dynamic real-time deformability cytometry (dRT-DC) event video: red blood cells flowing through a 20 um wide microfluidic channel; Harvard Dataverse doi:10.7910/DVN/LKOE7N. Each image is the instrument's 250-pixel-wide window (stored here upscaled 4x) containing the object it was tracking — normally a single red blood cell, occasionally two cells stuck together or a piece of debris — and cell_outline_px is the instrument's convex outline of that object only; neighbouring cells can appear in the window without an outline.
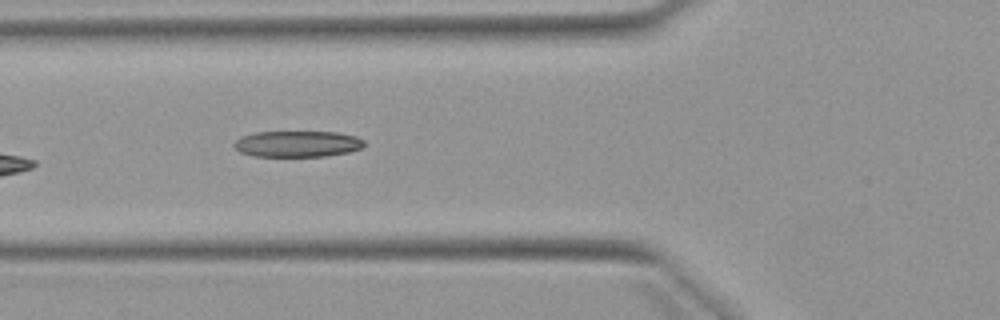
{"species": "Egyptian fruit bat (a non-hibernating species)", "species_latin": "Rousettus aegyptiacus", "temperature_condition": "warm", "stored_images_in_passage": 7, "camera_frame_rate_fps": 3000, "um_per_image_px": 0.085, "animal": {"sex": "female"}, "frame": {"image": 1, "passage_image": 5, "time_ms": 5.667, "image_size_px": [1000, 320], "cell_outline_px": [[364, 144], [360, 148], [348, 152], [324, 156], [252, 156], [240, 152], [232, 144], [240, 136], [256, 132], [340, 132], [356, 136], [364, 140]], "centroid_in_image_um": [25.26, 12.22], "position_along_channel_um": 100.5, "area_um2": 19.83}}
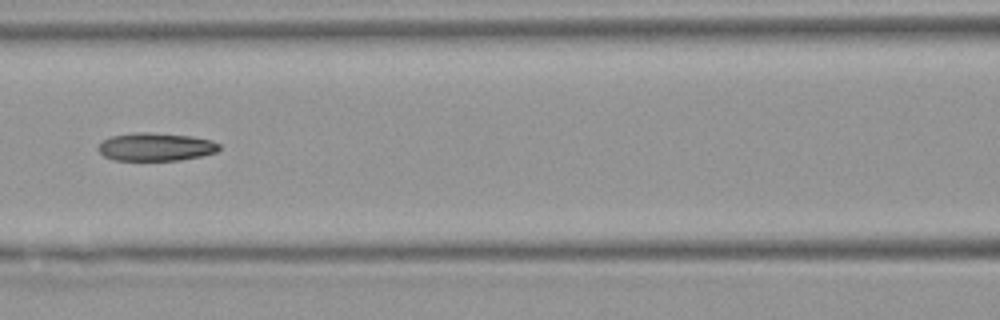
{"frame": {"image": 2, "passage_image": 6, "time_ms": 7.0, "image_size_px": [1000, 320], "cell_outline_px": [[220, 148], [216, 152], [200, 156], [180, 160], [112, 160], [104, 156], [96, 148], [104, 140], [112, 136], [132, 132], [152, 132], [192, 136], [212, 140], [220, 144]], "centroid_in_image_um": [13.24, 12.47], "position_along_channel_um": 153.4, "area_um2": 19.88}}
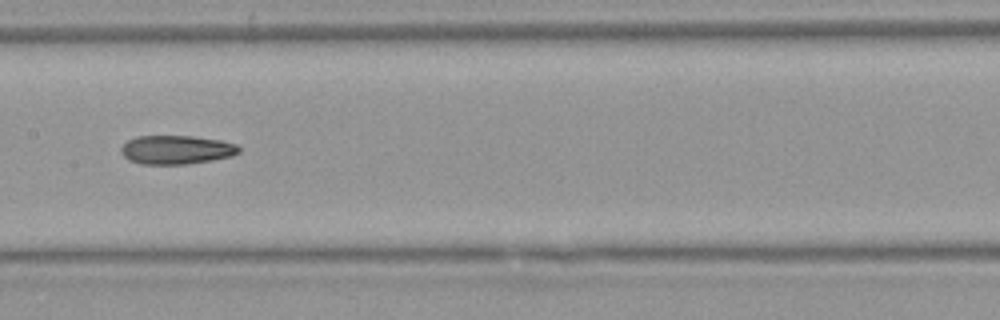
{"frame": {"image": 3, "passage_image": 7, "time_ms": 8.0, "image_size_px": [1000, 320], "cell_outline_px": [[240, 152], [232, 156], [212, 160], [188, 164], [140, 164], [128, 160], [120, 152], [120, 148], [128, 140], [136, 136], [192, 136], [220, 140], [236, 144], [240, 148]], "centroid_in_image_um": [14.98, 12.73], "position_along_channel_um": 192.4, "area_um2": 19.88}}